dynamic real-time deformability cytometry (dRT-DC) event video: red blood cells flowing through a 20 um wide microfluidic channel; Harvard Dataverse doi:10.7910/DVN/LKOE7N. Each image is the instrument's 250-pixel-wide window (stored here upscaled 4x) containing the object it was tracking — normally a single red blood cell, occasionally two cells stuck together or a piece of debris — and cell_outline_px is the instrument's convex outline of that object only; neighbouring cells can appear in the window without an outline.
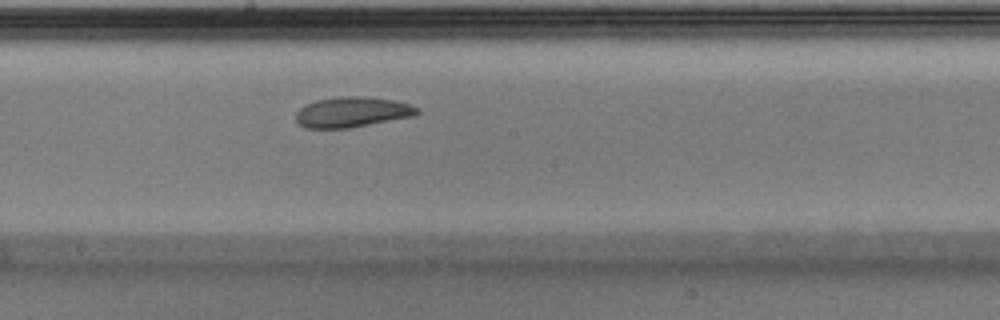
{"species": "Egyptian fruit bat (a non-hibernating species)", "species_latin": "Rousettus aegyptiacus", "temperature_condition": "warm", "stored_images_in_passage": 30, "camera_frame_rate_fps": 3000, "um_per_image_px": 0.085, "animal": {"sex": "male"}, "frame": {"image": 1, "passage_image": 18, "time_ms": 5.667, "image_size_px": [1000, 320], "cell_outline_px": [[420, 112], [416, 116], [348, 128], [304, 128], [296, 120], [296, 112], [304, 104], [316, 100], [336, 96], [364, 96], [392, 100], [408, 104], [420, 108]], "centroid_in_image_um": [29.93, 9.52], "position_along_channel_um": 218.3, "area_um2": 21.62}}